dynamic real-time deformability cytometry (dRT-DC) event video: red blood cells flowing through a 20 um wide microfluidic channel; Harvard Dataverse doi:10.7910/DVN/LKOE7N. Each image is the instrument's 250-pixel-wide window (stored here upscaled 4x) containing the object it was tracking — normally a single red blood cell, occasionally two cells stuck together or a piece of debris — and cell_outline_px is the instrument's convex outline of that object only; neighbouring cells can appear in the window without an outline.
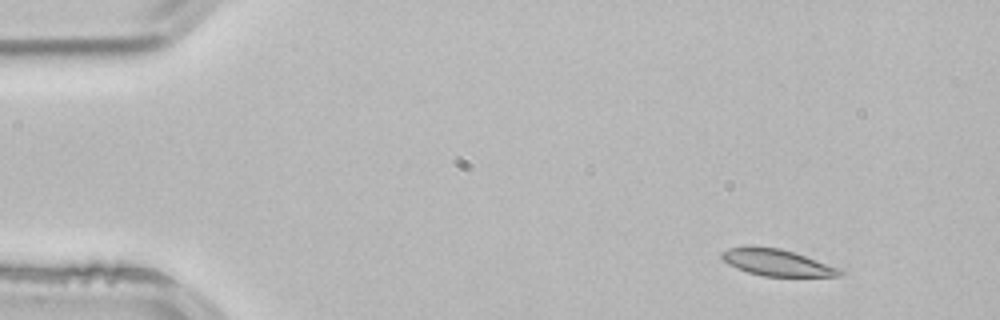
{"species": "common noctule bat (a hibernating species)", "species_latin": "Nyctalus noctula", "temperature_condition": "room temperature", "stored_images_in_passage": 3, "camera_frame_rate_fps": 3000, "um_per_image_px": 0.085, "animal": {"sex": "male", "body_mass_g": 21.5, "forearm_length_mm": 52.0}, "frame": {"image": 1, "passage_image": 1, "time_ms": 0.0, "image_size_px": [1000, 320], "cell_outline_px": [[844, 272], [840, 276], [764, 276], [748, 272], [736, 268], [728, 264], [720, 256], [720, 252], [728, 248], [744, 244], [752, 244], [780, 248], [796, 252], [844, 268]], "centroid_in_image_um": [66.05, 22.27], "position_along_channel_um": 18.9, "area_um2": 19.13}}
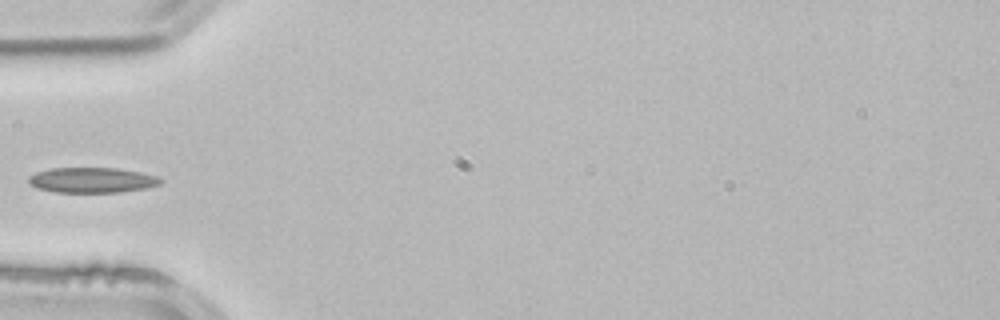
{"frame": {"image": 2, "passage_image": 3, "time_ms": 0.667, "image_size_px": [1000, 320], "cell_outline_px": [[164, 180], [160, 184], [144, 188], [120, 192], [52, 192], [36, 188], [28, 184], [28, 176], [36, 172], [52, 168], [116, 168], [140, 172], [156, 176]], "centroid_in_image_um": [7.77, 15.31], "position_along_channel_um": 77.2, "area_um2": 19.48}}